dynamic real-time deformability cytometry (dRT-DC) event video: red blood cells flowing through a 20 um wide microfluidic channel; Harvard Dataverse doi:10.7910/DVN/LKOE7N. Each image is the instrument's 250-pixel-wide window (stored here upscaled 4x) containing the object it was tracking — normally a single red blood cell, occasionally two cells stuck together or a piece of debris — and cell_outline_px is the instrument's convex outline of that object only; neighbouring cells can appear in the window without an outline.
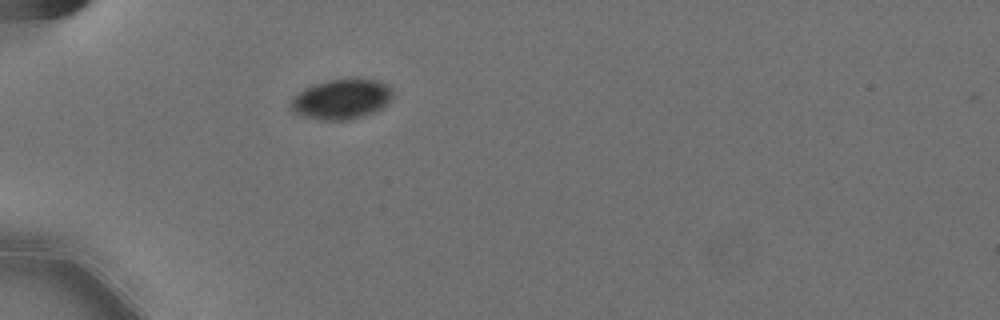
{"species": "Egyptian fruit bat (a non-hibernating species)", "species_latin": "Rousettus aegyptiacus", "temperature_condition": "cold", "stored_images_in_passage": 40, "camera_frame_rate_fps": 3000, "um_per_image_px": 0.085, "animal": {"sex": "female"}, "frame": {"image": 1, "passage_image": 1, "time_ms": 0.0, "image_size_px": [1000, 320], "cell_outline_px": [[392, 96], [384, 108], [376, 112], [352, 120], [324, 120], [300, 116], [292, 112], [292, 100], [304, 88], [312, 84], [328, 80], [348, 76], [352, 76], [380, 80], [388, 84], [392, 88]], "centroid_in_image_um": [29.09, 8.39], "position_along_channel_um": 55.9, "area_um2": 24.62}}
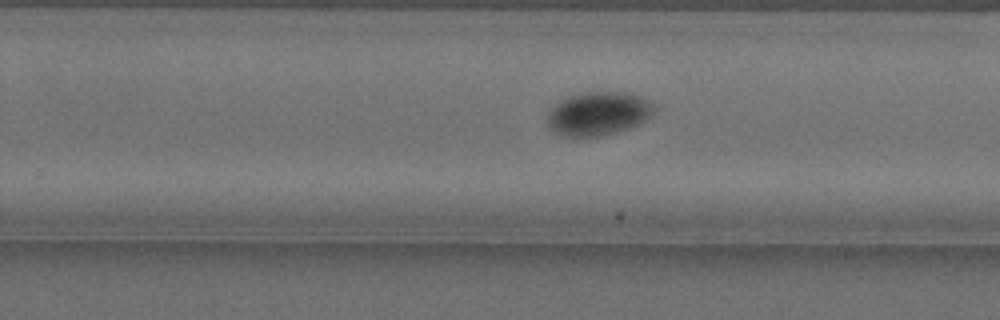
{"frame": {"image": 2, "passage_image": 21, "time_ms": 6.667, "image_size_px": [1000, 320], "cell_outline_px": [[656, 108], [652, 116], [628, 128], [616, 132], [600, 136], [560, 136], [552, 132], [548, 128], [548, 112], [560, 100], [572, 96], [588, 92], [628, 92], [640, 96], [648, 100]], "centroid_in_image_um": [50.85, 9.66], "position_along_channel_um": 279.0, "area_um2": 26.99}}
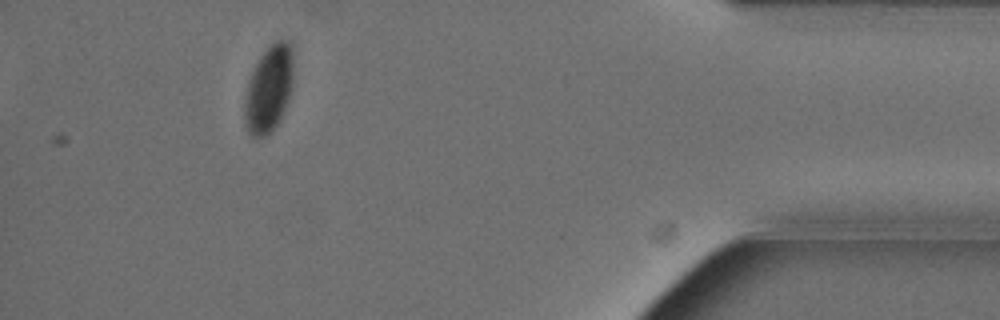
{"frame": {"image": 3, "passage_image": 36, "time_ms": 11.667, "image_size_px": [1000, 320], "cell_outline_px": [[292, 84], [288, 100], [276, 124], [264, 136], [252, 136], [248, 132], [244, 124], [244, 96], [248, 80], [260, 56], [276, 40], [288, 40], [292, 44]], "centroid_in_image_um": [22.82, 7.53], "position_along_channel_um": 412.4, "area_um2": 24.33}, "authors_computed_cell_mechanics": {"area_um2": 26.0678, "velocity_mm_per_s": 3.5696, "shape_relaxation_time_tau1_ms": 3.8811, "shape_relaxation_time_tau2_ms": null, "deformation_change_tau1": 0.0521, "deformation_change_tau2": null}}